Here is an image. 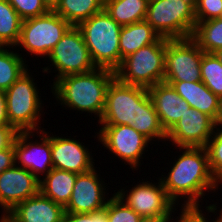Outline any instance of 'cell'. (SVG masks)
I'll list each match as a JSON object with an SVG mask.
<instances>
[{"label":"cell","mask_w":222,"mask_h":222,"mask_svg":"<svg viewBox=\"0 0 222 222\" xmlns=\"http://www.w3.org/2000/svg\"><path fill=\"white\" fill-rule=\"evenodd\" d=\"M177 149H180L181 155L177 161L175 158L168 175L160 177L163 187L167 196L175 204L177 203V207L180 200L184 198L181 207L201 208L200 202L202 203L205 192L218 190V184L209 167L207 150L205 147H179Z\"/></svg>","instance_id":"cell-1"},{"label":"cell","mask_w":222,"mask_h":222,"mask_svg":"<svg viewBox=\"0 0 222 222\" xmlns=\"http://www.w3.org/2000/svg\"><path fill=\"white\" fill-rule=\"evenodd\" d=\"M115 78V72L95 68L94 70L82 74H73L53 79L52 94L59 101L61 106L79 112H87L95 115L100 120L106 99V91Z\"/></svg>","instance_id":"cell-2"},{"label":"cell","mask_w":222,"mask_h":222,"mask_svg":"<svg viewBox=\"0 0 222 222\" xmlns=\"http://www.w3.org/2000/svg\"><path fill=\"white\" fill-rule=\"evenodd\" d=\"M84 42L96 68L116 71L120 67L119 36L122 25L113 20L103 9L80 22Z\"/></svg>","instance_id":"cell-3"},{"label":"cell","mask_w":222,"mask_h":222,"mask_svg":"<svg viewBox=\"0 0 222 222\" xmlns=\"http://www.w3.org/2000/svg\"><path fill=\"white\" fill-rule=\"evenodd\" d=\"M29 71L28 69L23 73L5 91L9 125L17 132L41 131L40 120H42L44 104L39 95L37 83L34 82L35 78Z\"/></svg>","instance_id":"cell-4"},{"label":"cell","mask_w":222,"mask_h":222,"mask_svg":"<svg viewBox=\"0 0 222 222\" xmlns=\"http://www.w3.org/2000/svg\"><path fill=\"white\" fill-rule=\"evenodd\" d=\"M167 38L140 48L122 60L115 77L122 83L145 88L164 82Z\"/></svg>","instance_id":"cell-5"},{"label":"cell","mask_w":222,"mask_h":222,"mask_svg":"<svg viewBox=\"0 0 222 222\" xmlns=\"http://www.w3.org/2000/svg\"><path fill=\"white\" fill-rule=\"evenodd\" d=\"M145 20L161 37L189 38L197 22L194 0H149Z\"/></svg>","instance_id":"cell-6"},{"label":"cell","mask_w":222,"mask_h":222,"mask_svg":"<svg viewBox=\"0 0 222 222\" xmlns=\"http://www.w3.org/2000/svg\"><path fill=\"white\" fill-rule=\"evenodd\" d=\"M71 26L54 11L23 20L20 37L15 47L21 46L24 51L37 57H47Z\"/></svg>","instance_id":"cell-7"},{"label":"cell","mask_w":222,"mask_h":222,"mask_svg":"<svg viewBox=\"0 0 222 222\" xmlns=\"http://www.w3.org/2000/svg\"><path fill=\"white\" fill-rule=\"evenodd\" d=\"M49 66L57 72L55 79L73 74L90 72L96 68L89 50L84 42L83 35L77 26H71L55 47L50 51Z\"/></svg>","instance_id":"cell-8"},{"label":"cell","mask_w":222,"mask_h":222,"mask_svg":"<svg viewBox=\"0 0 222 222\" xmlns=\"http://www.w3.org/2000/svg\"><path fill=\"white\" fill-rule=\"evenodd\" d=\"M148 89L120 82L116 77L106 91L105 107L98 120L100 125H133L138 120L139 100Z\"/></svg>","instance_id":"cell-9"},{"label":"cell","mask_w":222,"mask_h":222,"mask_svg":"<svg viewBox=\"0 0 222 222\" xmlns=\"http://www.w3.org/2000/svg\"><path fill=\"white\" fill-rule=\"evenodd\" d=\"M157 181L137 182L130 191L122 188L114 194L140 217H172L177 204L167 196L161 179Z\"/></svg>","instance_id":"cell-10"},{"label":"cell","mask_w":222,"mask_h":222,"mask_svg":"<svg viewBox=\"0 0 222 222\" xmlns=\"http://www.w3.org/2000/svg\"><path fill=\"white\" fill-rule=\"evenodd\" d=\"M203 53L191 37L167 39L164 81H201Z\"/></svg>","instance_id":"cell-11"},{"label":"cell","mask_w":222,"mask_h":222,"mask_svg":"<svg viewBox=\"0 0 222 222\" xmlns=\"http://www.w3.org/2000/svg\"><path fill=\"white\" fill-rule=\"evenodd\" d=\"M97 139L111 154L133 170L141 165L143 153L151 141L129 125H101Z\"/></svg>","instance_id":"cell-12"},{"label":"cell","mask_w":222,"mask_h":222,"mask_svg":"<svg viewBox=\"0 0 222 222\" xmlns=\"http://www.w3.org/2000/svg\"><path fill=\"white\" fill-rule=\"evenodd\" d=\"M44 130L45 129L42 128V130L38 132H17L13 141L15 165L27 169L39 180H41L42 176H46L53 168L51 134ZM35 134L36 138L39 137L40 140L33 138ZM33 139L35 140L34 142L32 141Z\"/></svg>","instance_id":"cell-13"},{"label":"cell","mask_w":222,"mask_h":222,"mask_svg":"<svg viewBox=\"0 0 222 222\" xmlns=\"http://www.w3.org/2000/svg\"><path fill=\"white\" fill-rule=\"evenodd\" d=\"M214 120L190 107L167 132L166 140L176 147H205L215 131Z\"/></svg>","instance_id":"cell-14"},{"label":"cell","mask_w":222,"mask_h":222,"mask_svg":"<svg viewBox=\"0 0 222 222\" xmlns=\"http://www.w3.org/2000/svg\"><path fill=\"white\" fill-rule=\"evenodd\" d=\"M99 175L95 167L77 174L70 200L64 207L65 212L93 213L106 207L109 193L105 192L106 183Z\"/></svg>","instance_id":"cell-15"},{"label":"cell","mask_w":222,"mask_h":222,"mask_svg":"<svg viewBox=\"0 0 222 222\" xmlns=\"http://www.w3.org/2000/svg\"><path fill=\"white\" fill-rule=\"evenodd\" d=\"M40 180L27 169L14 165L0 174V207L9 213L18 203L39 193Z\"/></svg>","instance_id":"cell-16"},{"label":"cell","mask_w":222,"mask_h":222,"mask_svg":"<svg viewBox=\"0 0 222 222\" xmlns=\"http://www.w3.org/2000/svg\"><path fill=\"white\" fill-rule=\"evenodd\" d=\"M77 139L51 135V156L53 168L76 174L94 168L95 163L88 146ZM94 163V164H93Z\"/></svg>","instance_id":"cell-17"},{"label":"cell","mask_w":222,"mask_h":222,"mask_svg":"<svg viewBox=\"0 0 222 222\" xmlns=\"http://www.w3.org/2000/svg\"><path fill=\"white\" fill-rule=\"evenodd\" d=\"M149 95L159 116L160 123L168 132L191 107L172 85L161 82L148 88Z\"/></svg>","instance_id":"cell-18"},{"label":"cell","mask_w":222,"mask_h":222,"mask_svg":"<svg viewBox=\"0 0 222 222\" xmlns=\"http://www.w3.org/2000/svg\"><path fill=\"white\" fill-rule=\"evenodd\" d=\"M65 208L40 192L18 203L6 215L13 222H62Z\"/></svg>","instance_id":"cell-19"},{"label":"cell","mask_w":222,"mask_h":222,"mask_svg":"<svg viewBox=\"0 0 222 222\" xmlns=\"http://www.w3.org/2000/svg\"><path fill=\"white\" fill-rule=\"evenodd\" d=\"M173 86L178 95L198 111L210 116L214 121L217 116L219 97L202 81H164Z\"/></svg>","instance_id":"cell-20"},{"label":"cell","mask_w":222,"mask_h":222,"mask_svg":"<svg viewBox=\"0 0 222 222\" xmlns=\"http://www.w3.org/2000/svg\"><path fill=\"white\" fill-rule=\"evenodd\" d=\"M160 37L146 20L122 26L119 36L120 65L124 58L155 43Z\"/></svg>","instance_id":"cell-21"},{"label":"cell","mask_w":222,"mask_h":222,"mask_svg":"<svg viewBox=\"0 0 222 222\" xmlns=\"http://www.w3.org/2000/svg\"><path fill=\"white\" fill-rule=\"evenodd\" d=\"M76 177V173L52 168L46 176L41 178L39 192L65 207L73 192Z\"/></svg>","instance_id":"cell-22"},{"label":"cell","mask_w":222,"mask_h":222,"mask_svg":"<svg viewBox=\"0 0 222 222\" xmlns=\"http://www.w3.org/2000/svg\"><path fill=\"white\" fill-rule=\"evenodd\" d=\"M149 0H104L103 9L124 26L145 20Z\"/></svg>","instance_id":"cell-23"},{"label":"cell","mask_w":222,"mask_h":222,"mask_svg":"<svg viewBox=\"0 0 222 222\" xmlns=\"http://www.w3.org/2000/svg\"><path fill=\"white\" fill-rule=\"evenodd\" d=\"M139 133L147 137L151 142L166 141L167 132L160 123L159 116L155 111L152 99L147 92L139 100V116L137 121H133L132 125ZM157 138V139H156ZM155 139V140H154ZM160 139V140H159Z\"/></svg>","instance_id":"cell-24"},{"label":"cell","mask_w":222,"mask_h":222,"mask_svg":"<svg viewBox=\"0 0 222 222\" xmlns=\"http://www.w3.org/2000/svg\"><path fill=\"white\" fill-rule=\"evenodd\" d=\"M104 0H60L53 10L72 26L103 10Z\"/></svg>","instance_id":"cell-25"},{"label":"cell","mask_w":222,"mask_h":222,"mask_svg":"<svg viewBox=\"0 0 222 222\" xmlns=\"http://www.w3.org/2000/svg\"><path fill=\"white\" fill-rule=\"evenodd\" d=\"M13 50L0 46V91H6L29 67L24 56Z\"/></svg>","instance_id":"cell-26"},{"label":"cell","mask_w":222,"mask_h":222,"mask_svg":"<svg viewBox=\"0 0 222 222\" xmlns=\"http://www.w3.org/2000/svg\"><path fill=\"white\" fill-rule=\"evenodd\" d=\"M191 38L204 53H214L222 48V19L196 22Z\"/></svg>","instance_id":"cell-27"},{"label":"cell","mask_w":222,"mask_h":222,"mask_svg":"<svg viewBox=\"0 0 222 222\" xmlns=\"http://www.w3.org/2000/svg\"><path fill=\"white\" fill-rule=\"evenodd\" d=\"M22 19L8 0H0V46L14 47L17 44Z\"/></svg>","instance_id":"cell-28"},{"label":"cell","mask_w":222,"mask_h":222,"mask_svg":"<svg viewBox=\"0 0 222 222\" xmlns=\"http://www.w3.org/2000/svg\"><path fill=\"white\" fill-rule=\"evenodd\" d=\"M201 81L218 97L222 96V63L213 53H203Z\"/></svg>","instance_id":"cell-29"},{"label":"cell","mask_w":222,"mask_h":222,"mask_svg":"<svg viewBox=\"0 0 222 222\" xmlns=\"http://www.w3.org/2000/svg\"><path fill=\"white\" fill-rule=\"evenodd\" d=\"M208 153L209 167L218 186L222 185V130L215 129L205 146ZM220 184V185H219Z\"/></svg>","instance_id":"cell-30"},{"label":"cell","mask_w":222,"mask_h":222,"mask_svg":"<svg viewBox=\"0 0 222 222\" xmlns=\"http://www.w3.org/2000/svg\"><path fill=\"white\" fill-rule=\"evenodd\" d=\"M105 209L108 222H138L141 218L114 193L109 198Z\"/></svg>","instance_id":"cell-31"},{"label":"cell","mask_w":222,"mask_h":222,"mask_svg":"<svg viewBox=\"0 0 222 222\" xmlns=\"http://www.w3.org/2000/svg\"><path fill=\"white\" fill-rule=\"evenodd\" d=\"M22 20L42 16L50 10L42 0H8Z\"/></svg>","instance_id":"cell-32"},{"label":"cell","mask_w":222,"mask_h":222,"mask_svg":"<svg viewBox=\"0 0 222 222\" xmlns=\"http://www.w3.org/2000/svg\"><path fill=\"white\" fill-rule=\"evenodd\" d=\"M197 22L217 19L222 11V0H194Z\"/></svg>","instance_id":"cell-33"},{"label":"cell","mask_w":222,"mask_h":222,"mask_svg":"<svg viewBox=\"0 0 222 222\" xmlns=\"http://www.w3.org/2000/svg\"><path fill=\"white\" fill-rule=\"evenodd\" d=\"M62 222H108L106 209L93 213H70L65 212Z\"/></svg>","instance_id":"cell-34"},{"label":"cell","mask_w":222,"mask_h":222,"mask_svg":"<svg viewBox=\"0 0 222 222\" xmlns=\"http://www.w3.org/2000/svg\"><path fill=\"white\" fill-rule=\"evenodd\" d=\"M179 216L175 218L177 222H209L206 215L202 212L200 207H181ZM175 221V222H176ZM213 222H220L219 216L212 220ZM211 221V222H212ZM174 222V221H172Z\"/></svg>","instance_id":"cell-35"},{"label":"cell","mask_w":222,"mask_h":222,"mask_svg":"<svg viewBox=\"0 0 222 222\" xmlns=\"http://www.w3.org/2000/svg\"><path fill=\"white\" fill-rule=\"evenodd\" d=\"M15 165V151L12 143L8 148L0 150V174Z\"/></svg>","instance_id":"cell-36"},{"label":"cell","mask_w":222,"mask_h":222,"mask_svg":"<svg viewBox=\"0 0 222 222\" xmlns=\"http://www.w3.org/2000/svg\"><path fill=\"white\" fill-rule=\"evenodd\" d=\"M17 131L11 125H0V150L8 148L14 141Z\"/></svg>","instance_id":"cell-37"},{"label":"cell","mask_w":222,"mask_h":222,"mask_svg":"<svg viewBox=\"0 0 222 222\" xmlns=\"http://www.w3.org/2000/svg\"><path fill=\"white\" fill-rule=\"evenodd\" d=\"M0 125H9L5 91H0Z\"/></svg>","instance_id":"cell-38"},{"label":"cell","mask_w":222,"mask_h":222,"mask_svg":"<svg viewBox=\"0 0 222 222\" xmlns=\"http://www.w3.org/2000/svg\"><path fill=\"white\" fill-rule=\"evenodd\" d=\"M174 216L172 217H141L138 222H172Z\"/></svg>","instance_id":"cell-39"},{"label":"cell","mask_w":222,"mask_h":222,"mask_svg":"<svg viewBox=\"0 0 222 222\" xmlns=\"http://www.w3.org/2000/svg\"><path fill=\"white\" fill-rule=\"evenodd\" d=\"M214 122L215 127L222 130V96L219 97L218 111Z\"/></svg>","instance_id":"cell-40"},{"label":"cell","mask_w":222,"mask_h":222,"mask_svg":"<svg viewBox=\"0 0 222 222\" xmlns=\"http://www.w3.org/2000/svg\"><path fill=\"white\" fill-rule=\"evenodd\" d=\"M217 204L215 203V204H210L209 206H205L206 208V211L208 212V213H214L215 214V216L217 215V211H219V213H218V215H219V218H220V222H222V208H221V210H217V206H216Z\"/></svg>","instance_id":"cell-41"},{"label":"cell","mask_w":222,"mask_h":222,"mask_svg":"<svg viewBox=\"0 0 222 222\" xmlns=\"http://www.w3.org/2000/svg\"><path fill=\"white\" fill-rule=\"evenodd\" d=\"M42 1L50 11H53L55 7L58 5L60 0H42Z\"/></svg>","instance_id":"cell-42"},{"label":"cell","mask_w":222,"mask_h":222,"mask_svg":"<svg viewBox=\"0 0 222 222\" xmlns=\"http://www.w3.org/2000/svg\"><path fill=\"white\" fill-rule=\"evenodd\" d=\"M213 54L222 63V48L216 50Z\"/></svg>","instance_id":"cell-43"},{"label":"cell","mask_w":222,"mask_h":222,"mask_svg":"<svg viewBox=\"0 0 222 222\" xmlns=\"http://www.w3.org/2000/svg\"><path fill=\"white\" fill-rule=\"evenodd\" d=\"M0 222H13L7 215L1 214Z\"/></svg>","instance_id":"cell-44"},{"label":"cell","mask_w":222,"mask_h":222,"mask_svg":"<svg viewBox=\"0 0 222 222\" xmlns=\"http://www.w3.org/2000/svg\"><path fill=\"white\" fill-rule=\"evenodd\" d=\"M219 18H220V19H222V11H221V13H220V16H219Z\"/></svg>","instance_id":"cell-45"}]
</instances>
